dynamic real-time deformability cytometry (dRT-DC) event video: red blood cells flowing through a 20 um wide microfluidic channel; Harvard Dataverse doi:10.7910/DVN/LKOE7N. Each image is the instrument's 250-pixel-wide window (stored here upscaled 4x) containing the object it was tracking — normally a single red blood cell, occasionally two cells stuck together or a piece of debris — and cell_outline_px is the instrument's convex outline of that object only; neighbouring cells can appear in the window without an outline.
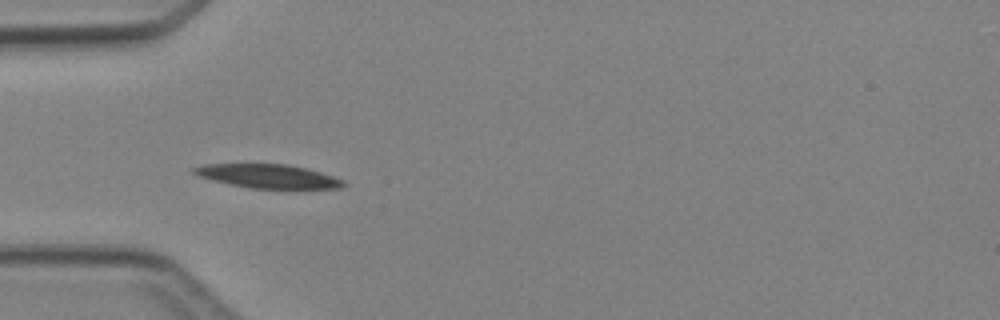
{"species": "Egyptian fruit bat (a non-hibernating species)", "species_latin": "Rousettus aegyptiacus", "temperature_condition": "cold", "stored_images_in_passage": 8, "camera_frame_rate_fps": 3000, "um_per_image_px": 0.085, "animal": {"sex": "female"}, "frame": {"image": 1, "passage_image": 5, "time_ms": 4.667, "image_size_px": [1000, 320], "cell_outline_px": [[344, 184], [340, 188], [252, 188], [232, 184], [196, 176], [192, 172], [192, 168], [204, 164], [288, 164], [320, 172], [344, 180]], "centroid_in_image_um": [22.74, 14.96], "position_along_channel_um": 62.3, "area_um2": 20.35}}
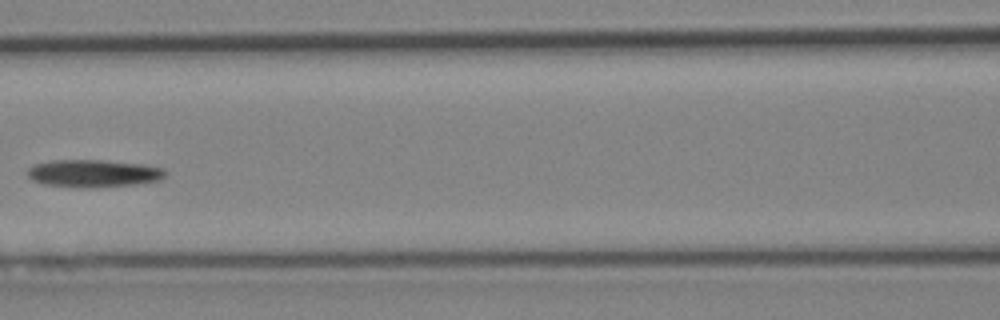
{"frame": {"image": 2, "passage_image": 7, "time_ms": 7.0, "image_size_px": [1000, 320], "cell_outline_px": [[168, 176], [160, 180], [136, 184], [96, 188], [84, 188], [44, 184], [32, 180], [28, 176], [28, 168], [36, 164], [56, 160], [104, 160], [140, 164], [164, 168], [168, 172]], "centroid_in_image_um": [8.01, 14.75], "position_along_channel_um": 158.6, "area_um2": 22.25}}
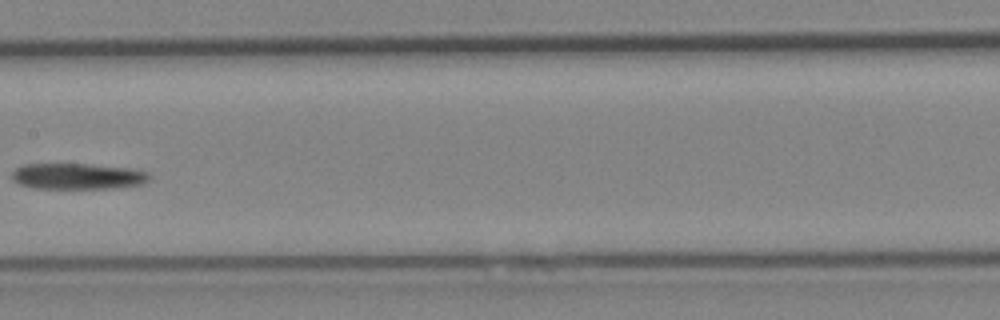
{"frame": {"image": 3, "passage_image": 8, "time_ms": 8.0, "image_size_px": [1000, 320], "cell_outline_px": [[152, 176], [144, 184], [112, 188], [32, 188], [20, 184], [12, 180], [12, 172], [16, 168], [24, 164], [88, 164], [132, 168], [148, 172]], "centroid_in_image_um": [6.62, 14.98], "position_along_channel_um": 200.8, "area_um2": 20.92}}